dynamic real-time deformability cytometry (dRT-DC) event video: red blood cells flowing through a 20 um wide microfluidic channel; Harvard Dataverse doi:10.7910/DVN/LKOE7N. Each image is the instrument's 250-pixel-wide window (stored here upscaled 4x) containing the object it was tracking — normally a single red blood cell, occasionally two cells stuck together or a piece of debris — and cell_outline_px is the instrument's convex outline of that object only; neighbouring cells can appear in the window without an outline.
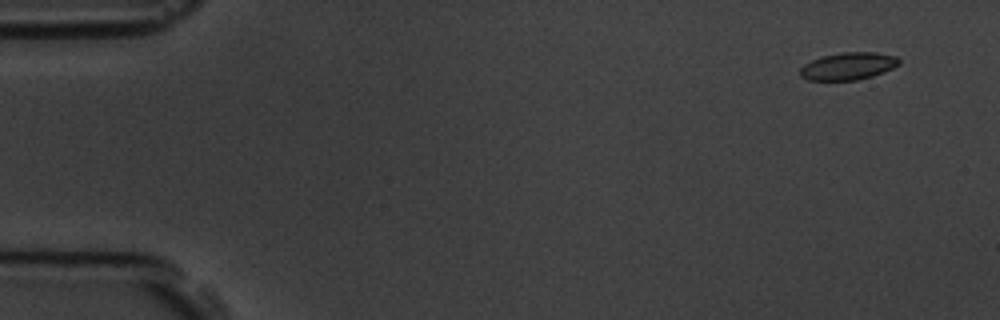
{"species": "common noctule bat (a hibernating species)", "species_latin": "Nyctalus noctula", "temperature_condition": "room temperature", "stored_images_in_passage": 7, "camera_frame_rate_fps": 3000, "um_per_image_px": 0.085, "animal": {"sex": "male", "body_mass_g": 19.5, "forearm_length_mm": 54.6}, "frame": {"image": 1, "passage_image": 1, "time_ms": 0.0, "image_size_px": [1000, 320], "cell_outline_px": [[900, 64], [884, 72], [872, 76], [856, 80], [808, 80], [800, 76], [800, 68], [804, 64], [820, 56], [840, 52], [876, 52], [896, 56], [900, 60]], "centroid_in_image_um": [72.09, 5.61], "position_along_channel_um": 12.9, "area_um2": 15.9}}
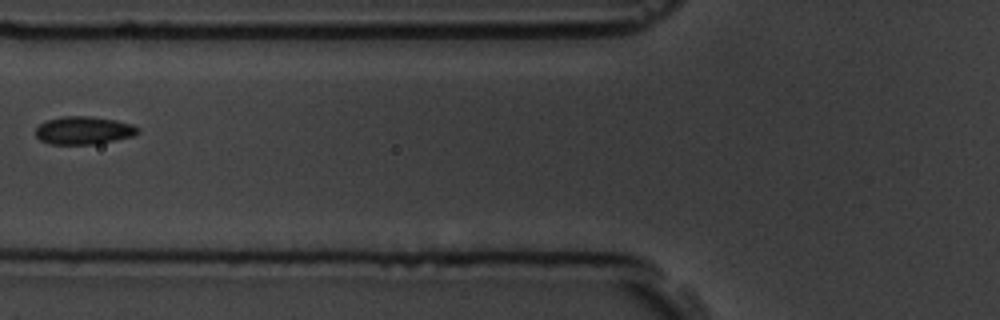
{"frame": {"image": 2, "passage_image": 6, "time_ms": 6.0, "image_size_px": [1000, 320], "cell_outline_px": [[140, 132], [132, 136], [92, 144], [48, 144], [40, 140], [36, 136], [36, 128], [40, 124], [48, 120], [64, 116], [92, 116], [116, 120], [132, 124], [140, 128]], "centroid_in_image_um": [7.11, 11.07], "position_along_channel_um": 118.7, "area_um2": 16.53}}
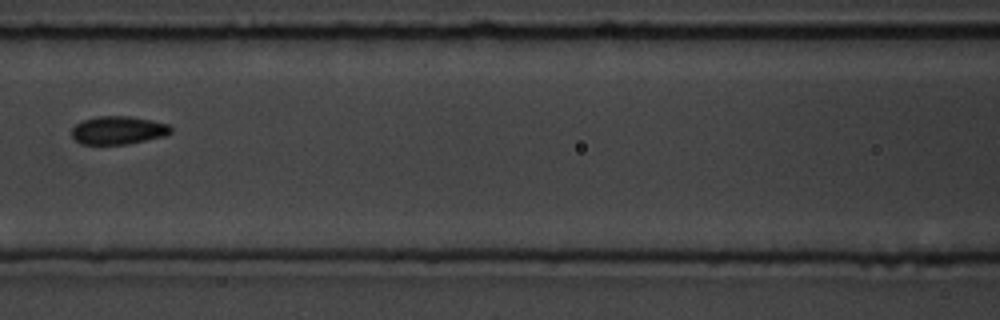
{"frame": {"image": 3, "passage_image": 7, "time_ms": 7.0, "image_size_px": [1000, 320], "cell_outline_px": [[172, 132], [164, 136], [128, 144], [80, 144], [72, 136], [72, 128], [76, 124], [84, 120], [96, 116], [128, 116], [152, 120], [168, 124], [172, 128]], "centroid_in_image_um": [10.05, 11.07], "position_along_channel_um": 156.5, "area_um2": 16.24}}